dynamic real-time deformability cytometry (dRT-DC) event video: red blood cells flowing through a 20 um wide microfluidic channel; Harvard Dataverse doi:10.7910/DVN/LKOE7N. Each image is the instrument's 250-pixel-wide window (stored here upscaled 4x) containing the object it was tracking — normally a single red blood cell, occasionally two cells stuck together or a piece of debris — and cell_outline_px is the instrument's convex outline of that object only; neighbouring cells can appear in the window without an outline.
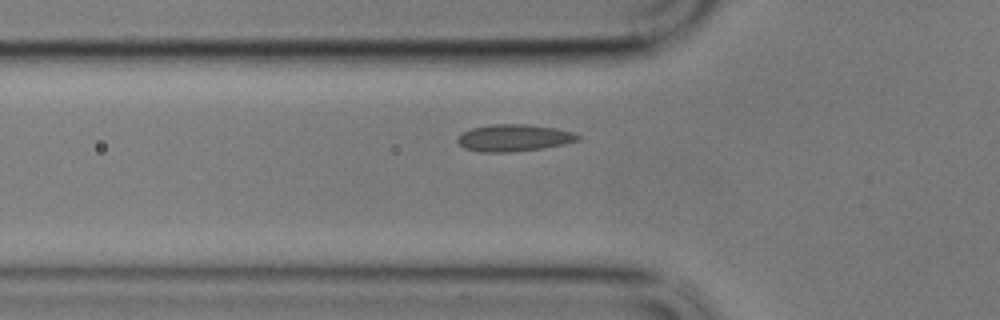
{"species": "common noctule bat (a hibernating species)", "species_latin": "Nyctalus noctula", "temperature_condition": "cold", "stored_images_in_passage": 34, "camera_frame_rate_fps": 3000, "um_per_image_px": 0.085, "animal": {"sex": "male", "body_mass_g": 17.9}, "frame": {"image": 1, "passage_image": 2, "time_ms": 0.333, "image_size_px": [1000, 320], "cell_outline_px": [[580, 140], [564, 144], [544, 148], [512, 152], [480, 152], [464, 148], [456, 140], [460, 132], [472, 128], [492, 124], [528, 124], [556, 128], [572, 132], [580, 136]], "centroid_in_image_um": [43.66, 11.72], "position_along_channel_um": 82.1, "area_um2": 19.07}}
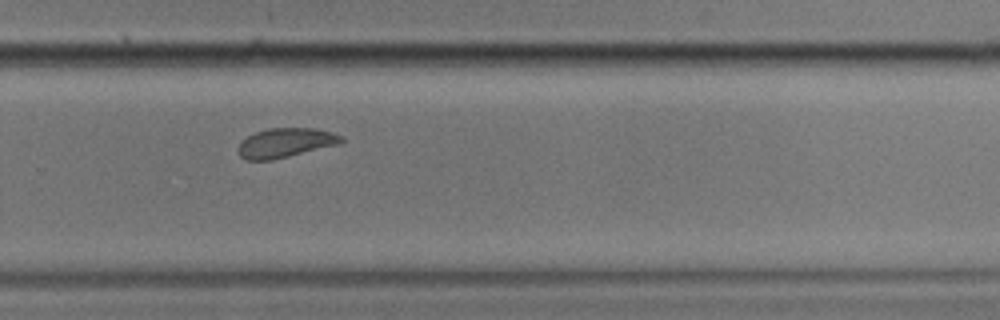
{"frame": {"image": 2, "passage_image": 22, "time_ms": 7.0, "image_size_px": [1000, 320], "cell_outline_px": [[344, 140], [340, 144], [272, 160], [244, 160], [240, 156], [236, 148], [248, 136], [256, 132], [268, 128], [316, 128], [332, 132], [344, 136]], "centroid_in_image_um": [24.29, 12.14], "position_along_channel_um": 305.5, "area_um2": 17.74}}
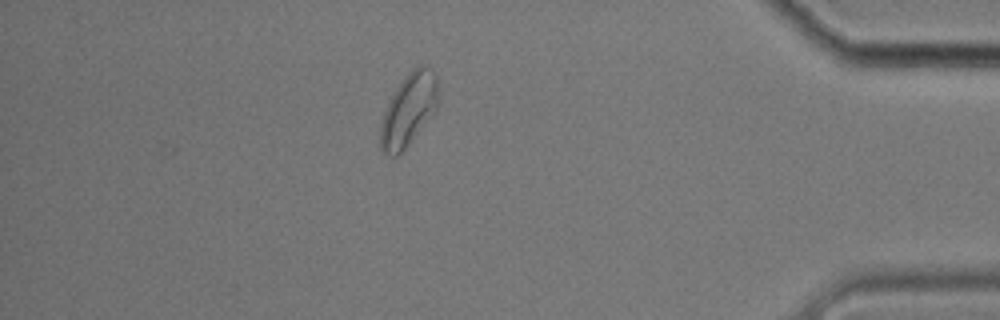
{"frame": {"image": 3, "passage_image": 34, "time_ms": 11.0, "image_size_px": [1000, 320], "cell_outline_px": [[436, 108], [404, 148], [396, 156], [392, 156], [384, 152], [380, 148], [380, 124], [388, 100], [404, 76], [412, 68], [420, 64], [424, 64], [436, 76]], "centroid_in_image_um": [34.67, 9.29], "position_along_channel_um": 400.5, "area_um2": 23.58}}